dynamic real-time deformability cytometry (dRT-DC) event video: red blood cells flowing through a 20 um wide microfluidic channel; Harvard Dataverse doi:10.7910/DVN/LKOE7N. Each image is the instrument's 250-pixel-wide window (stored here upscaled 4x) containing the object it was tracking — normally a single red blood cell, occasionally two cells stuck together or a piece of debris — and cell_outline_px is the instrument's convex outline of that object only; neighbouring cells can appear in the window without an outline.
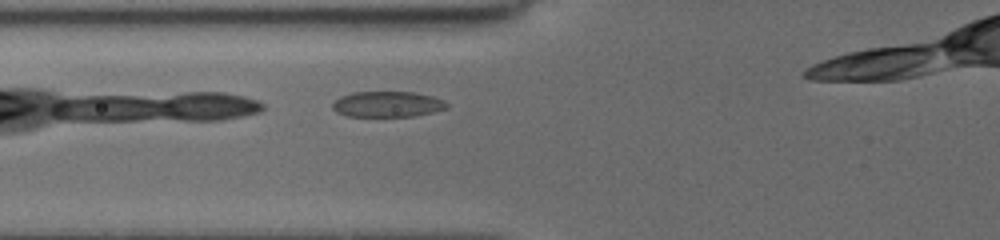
{"species": "common noctule bat (a hibernating species)", "species_latin": "Nyctalus noctula", "temperature_condition": "cold", "stored_images_in_passage": 2, "camera_frame_rate_fps": 3000, "um_per_image_px": 0.085, "animal": {"sex": "female", "body_mass_g": 19.5, "forearm_length_mm": 54.1}, "frame": {"image": 1, "passage_image": 2, "time_ms": 0.667, "image_size_px": [1000, 240], "cell_outline_px": [[448, 108], [432, 112], [412, 116], [348, 116], [336, 112], [332, 108], [332, 104], [340, 96], [352, 92], [412, 92], [432, 96], [444, 100], [448, 104]], "centroid_in_image_um": [32.92, 8.85], "position_along_channel_um": 92.9, "area_um2": 17.05}}